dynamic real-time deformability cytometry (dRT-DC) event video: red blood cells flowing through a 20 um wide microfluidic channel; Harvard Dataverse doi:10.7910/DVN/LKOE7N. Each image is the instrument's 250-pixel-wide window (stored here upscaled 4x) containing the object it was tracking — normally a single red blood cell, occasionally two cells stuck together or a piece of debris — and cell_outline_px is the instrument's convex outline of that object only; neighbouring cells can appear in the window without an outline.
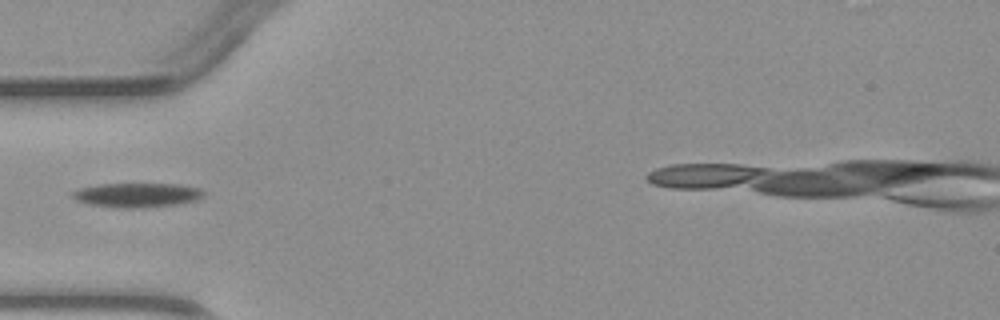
{"species": "common noctule bat (a hibernating species)", "species_latin": "Nyctalus noctula", "temperature_condition": "warm", "stored_images_in_passage": 6, "camera_frame_rate_fps": 3000, "um_per_image_px": 0.085, "animal": {"sex": "male", "body_mass_g": 23.1, "forearm_length_mm": 52.7}, "frame": {"image": 1, "passage_image": 5, "time_ms": 4.667, "image_size_px": [1000, 320], "cell_outline_px": [[204, 196], [196, 200], [176, 204], [144, 208], [116, 208], [88, 204], [76, 200], [72, 196], [72, 192], [80, 188], [100, 184], [180, 184], [200, 188], [204, 192]], "centroid_in_image_um": [11.65, 16.58], "position_along_channel_um": 73.3, "area_um2": 18.67}}
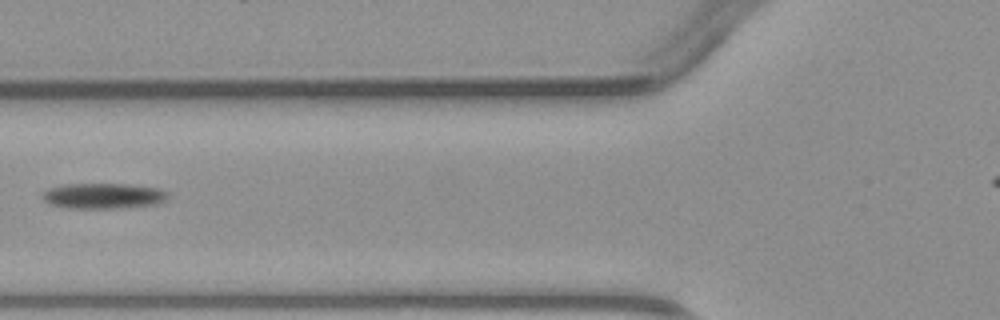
{"frame": {"image": 2, "passage_image": 6, "time_ms": 5.667, "image_size_px": [1000, 320], "cell_outline_px": [[168, 196], [164, 200], [156, 204], [124, 208], [68, 208], [52, 204], [44, 200], [44, 192], [48, 188], [64, 184], [124, 184], [160, 188], [168, 192]], "centroid_in_image_um": [8.82, 16.65], "position_along_channel_um": 117.0, "area_um2": 18.55}}